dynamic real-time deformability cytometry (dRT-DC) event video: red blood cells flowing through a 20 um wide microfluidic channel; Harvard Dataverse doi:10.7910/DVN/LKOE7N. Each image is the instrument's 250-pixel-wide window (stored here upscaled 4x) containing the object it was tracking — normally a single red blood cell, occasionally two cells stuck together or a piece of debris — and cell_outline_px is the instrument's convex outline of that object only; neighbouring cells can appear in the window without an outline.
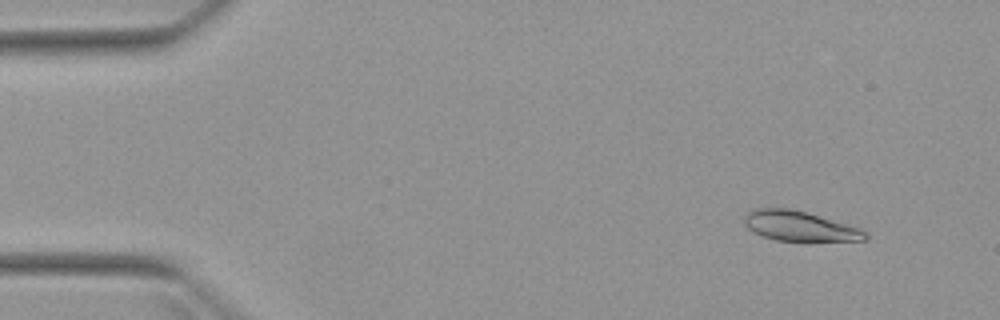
{"species": "Egyptian fruit bat (a non-hibernating species)", "species_latin": "Rousettus aegyptiacus", "temperature_condition": "warm", "stored_images_in_passage": 3, "camera_frame_rate_fps": 3000, "um_per_image_px": 0.085, "animal": {"sex": "female"}, "frame": {"image": 1, "passage_image": 1, "time_ms": 0.0, "image_size_px": [1000, 320], "cell_outline_px": [[868, 240], [776, 240], [764, 236], [748, 228], [744, 224], [744, 216], [752, 208], [792, 208], [808, 212], [860, 228], [868, 236]], "centroid_in_image_um": [67.94, 19.19], "position_along_channel_um": 17.1, "area_um2": 20.81}}
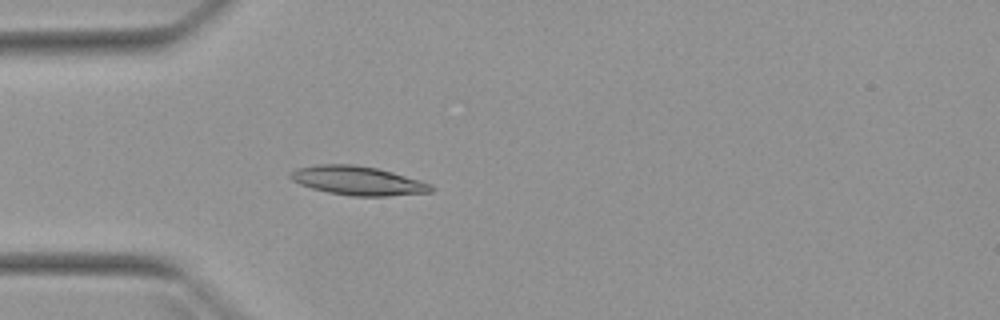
{"frame": {"image": 2, "passage_image": 3, "time_ms": 3.333, "image_size_px": [1000, 320], "cell_outline_px": [[436, 188], [432, 192], [388, 196], [348, 196], [328, 192], [312, 188], [300, 184], [292, 180], [288, 176], [288, 172], [296, 168], [316, 164], [352, 164], [376, 168], [392, 172], [432, 184]], "centroid_in_image_um": [30.39, 15.36], "position_along_channel_um": 54.6, "area_um2": 23.87}}